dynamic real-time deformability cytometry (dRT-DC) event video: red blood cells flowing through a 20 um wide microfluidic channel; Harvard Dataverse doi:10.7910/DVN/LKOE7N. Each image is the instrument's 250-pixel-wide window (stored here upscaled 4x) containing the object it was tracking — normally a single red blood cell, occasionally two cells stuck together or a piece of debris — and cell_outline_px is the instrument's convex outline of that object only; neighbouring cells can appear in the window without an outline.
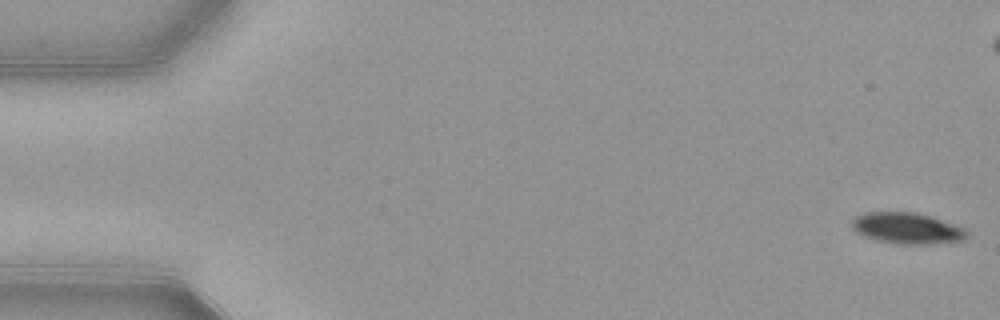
{"species": "common noctule bat (a hibernating species)", "species_latin": "Nyctalus noctula", "temperature_condition": "warm", "stored_images_in_passage": 14, "camera_frame_rate_fps": 3000, "um_per_image_px": 0.085, "animal": {"sex": "female", "body_mass_g": 21.9}, "frame": {"image": 1, "passage_image": 1, "time_ms": 0.0, "image_size_px": [1000, 320], "cell_outline_px": [[968, 236], [960, 240], [924, 244], [904, 244], [880, 240], [864, 236], [856, 232], [852, 228], [852, 220], [856, 216], [864, 212], [916, 212], [932, 216], [964, 228], [968, 232]], "centroid_in_image_um": [77.08, 19.38], "position_along_channel_um": 7.9, "area_um2": 20.58}}